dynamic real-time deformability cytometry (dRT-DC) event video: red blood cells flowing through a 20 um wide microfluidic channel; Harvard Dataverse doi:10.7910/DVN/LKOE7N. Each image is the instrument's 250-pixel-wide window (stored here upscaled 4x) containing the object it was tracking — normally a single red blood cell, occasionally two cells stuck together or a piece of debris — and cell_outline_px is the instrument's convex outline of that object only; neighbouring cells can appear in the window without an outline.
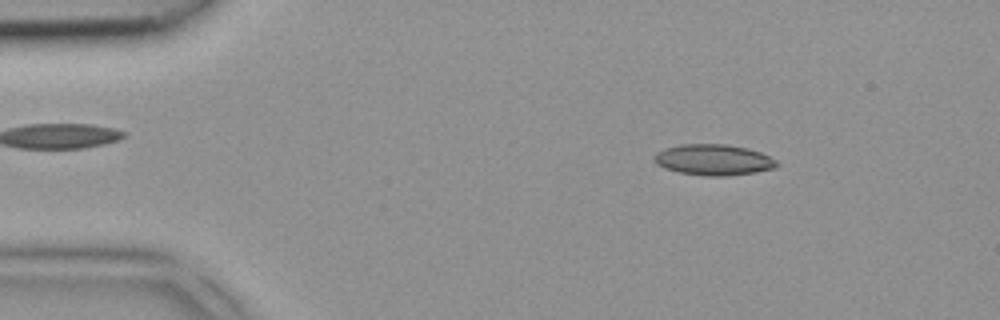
{"species": "common noctule bat (a hibernating species)", "species_latin": "Nyctalus noctula", "temperature_condition": "room temperature", "stored_images_in_passage": 4, "camera_frame_rate_fps": 3000, "um_per_image_px": 0.085, "animal": {"sex": "female", "body_mass_g": 18.4}, "frame": {"image": 1, "passage_image": 2, "time_ms": 0.333, "image_size_px": [1000, 320], "cell_outline_px": [[780, 164], [776, 168], [756, 172], [728, 176], [704, 176], [680, 172], [664, 168], [656, 164], [652, 160], [652, 156], [656, 152], [664, 148], [680, 144], [728, 144], [748, 148], [760, 152], [776, 160]], "centroid_in_image_um": [60.63, 13.58], "position_along_channel_um": 24.4, "area_um2": 22.43}}
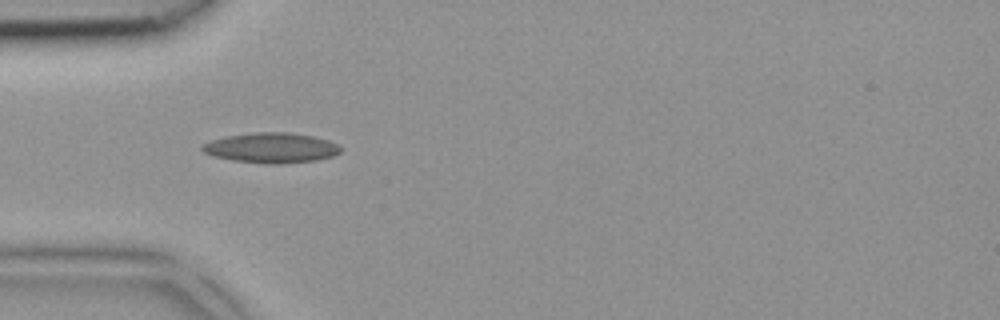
{"frame": {"image": 2, "passage_image": 4, "time_ms": 1.0, "image_size_px": [1000, 320], "cell_outline_px": [[340, 152], [332, 156], [316, 160], [276, 164], [264, 164], [232, 160], [216, 156], [204, 152], [200, 148], [204, 144], [212, 140], [228, 136], [256, 132], [288, 132], [312, 136], [328, 140], [336, 144], [340, 148]], "centroid_in_image_um": [23.06, 12.57], "position_along_channel_um": 61.9, "area_um2": 23.99}}